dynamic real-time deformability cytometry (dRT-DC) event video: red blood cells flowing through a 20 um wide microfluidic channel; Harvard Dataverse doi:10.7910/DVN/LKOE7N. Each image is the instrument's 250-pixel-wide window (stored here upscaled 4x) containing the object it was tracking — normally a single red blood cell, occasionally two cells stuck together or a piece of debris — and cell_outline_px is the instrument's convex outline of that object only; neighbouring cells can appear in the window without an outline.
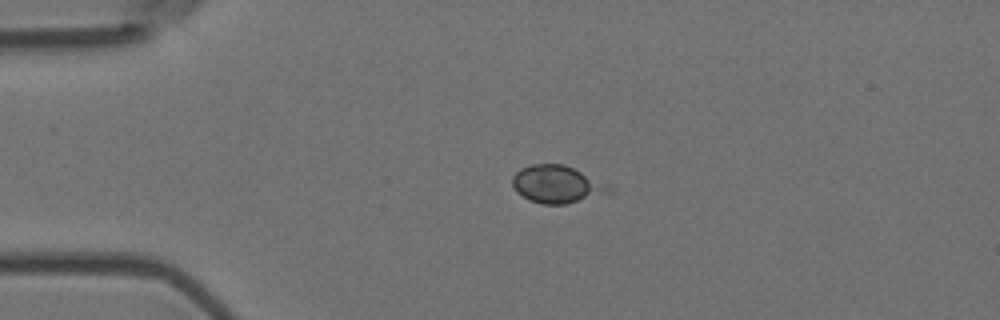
{"species": "Egyptian fruit bat (a non-hibernating species)", "species_latin": "Rousettus aegyptiacus", "temperature_condition": "room temperature", "stored_images_in_passage": 2, "camera_frame_rate_fps": 3000, "um_per_image_px": 0.085, "animal": {"sex": "female"}, "frame": {"image": 1, "passage_image": 1, "time_ms": 0.0, "image_size_px": [1000, 320], "cell_outline_px": [[616, 188], [612, 192], [564, 204], [544, 204], [528, 200], [516, 192], [512, 184], [512, 176], [520, 168], [532, 164], [564, 164], [612, 184]], "centroid_in_image_um": [47.38, 15.65], "position_along_channel_um": 37.6, "area_um2": 21.44}}